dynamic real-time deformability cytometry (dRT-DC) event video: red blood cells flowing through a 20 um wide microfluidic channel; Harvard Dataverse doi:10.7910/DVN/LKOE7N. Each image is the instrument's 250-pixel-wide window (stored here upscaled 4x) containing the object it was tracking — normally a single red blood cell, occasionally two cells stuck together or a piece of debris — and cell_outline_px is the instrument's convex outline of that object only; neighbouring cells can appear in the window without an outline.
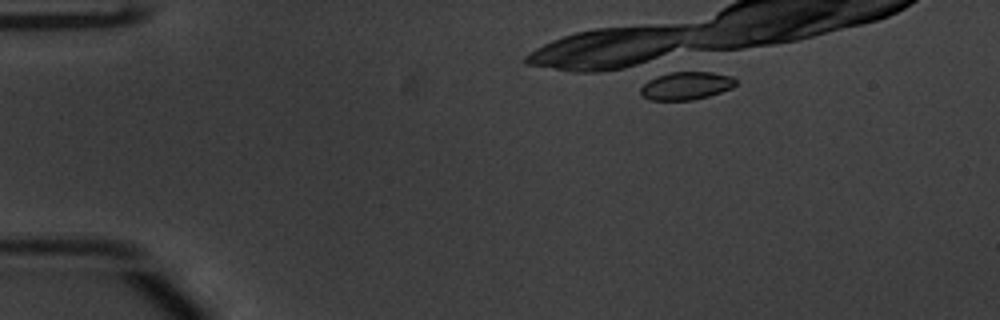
{"species": "common noctule bat (a hibernating species)", "species_latin": "Nyctalus noctula", "temperature_condition": "warm", "stored_images_in_passage": 6, "camera_frame_rate_fps": 3000, "um_per_image_px": 0.085, "animal": {"sex": "male", "body_mass_g": 20.1, "forearm_length_mm": 53.5}, "frame": {"image": 1, "passage_image": 5, "time_ms": 1.333, "image_size_px": [1000, 320], "cell_outline_px": [[736, 84], [732, 88], [708, 96], [692, 100], [648, 100], [640, 96], [640, 88], [648, 80], [656, 76], [672, 72], [712, 72], [732, 76], [736, 80]], "centroid_in_image_um": [58.3, 7.29], "position_along_channel_um": 26.7, "area_um2": 15.55}}